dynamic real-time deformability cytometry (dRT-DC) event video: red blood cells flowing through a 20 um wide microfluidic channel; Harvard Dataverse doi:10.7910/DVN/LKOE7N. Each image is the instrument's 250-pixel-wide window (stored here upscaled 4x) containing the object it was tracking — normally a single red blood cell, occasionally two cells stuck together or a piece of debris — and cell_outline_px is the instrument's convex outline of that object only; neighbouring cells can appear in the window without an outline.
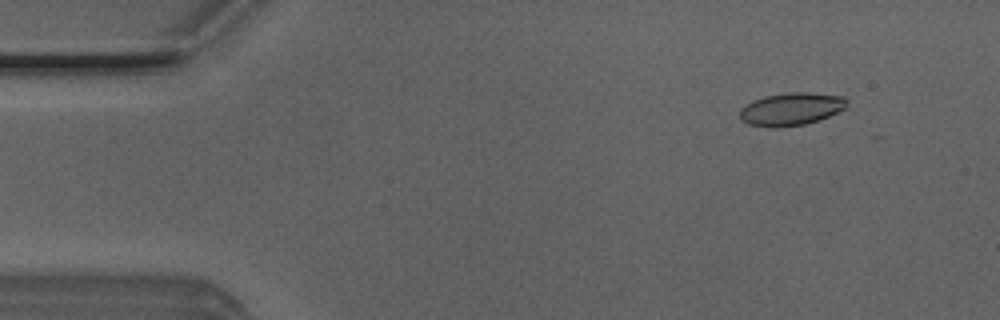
{"species": "Egyptian fruit bat (a non-hibernating species)", "species_latin": "Rousettus aegyptiacus", "temperature_condition": "room temperature", "stored_images_in_passage": 18, "camera_frame_rate_fps": 3000, "um_per_image_px": 0.085, "animal": {"sex": "male"}, "frame": {"image": 1, "passage_image": 6, "time_ms": 1.667, "image_size_px": [1000, 320], "cell_outline_px": [[848, 100], [844, 108], [820, 120], [804, 124], [776, 128], [768, 128], [748, 124], [740, 120], [740, 108], [752, 100], [764, 96], [788, 92], [808, 92], [844, 96]], "centroid_in_image_um": [67.21, 9.27], "position_along_channel_um": 17.8, "area_um2": 20.63}}
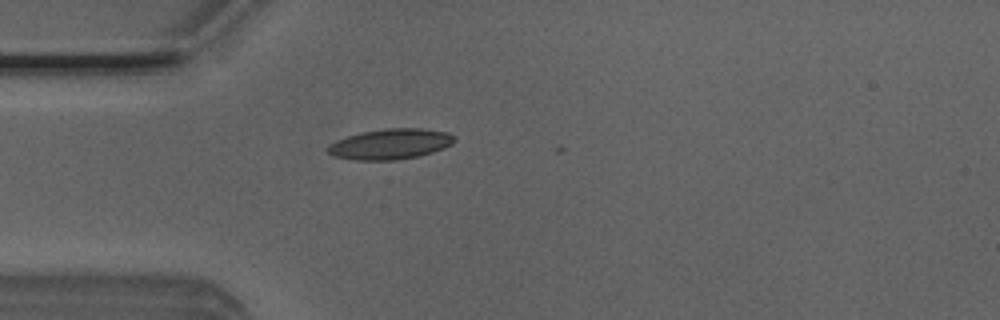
{"frame": {"image": 2, "passage_image": 15, "time_ms": 4.667, "image_size_px": [1000, 320], "cell_outline_px": [[456, 140], [452, 144], [444, 148], [432, 152], [416, 156], [396, 160], [356, 160], [336, 156], [328, 152], [328, 148], [336, 140], [360, 132], [384, 128], [420, 128], [448, 132]], "centroid_in_image_um": [33.21, 12.23], "position_along_channel_um": 51.8, "area_um2": 22.25}}